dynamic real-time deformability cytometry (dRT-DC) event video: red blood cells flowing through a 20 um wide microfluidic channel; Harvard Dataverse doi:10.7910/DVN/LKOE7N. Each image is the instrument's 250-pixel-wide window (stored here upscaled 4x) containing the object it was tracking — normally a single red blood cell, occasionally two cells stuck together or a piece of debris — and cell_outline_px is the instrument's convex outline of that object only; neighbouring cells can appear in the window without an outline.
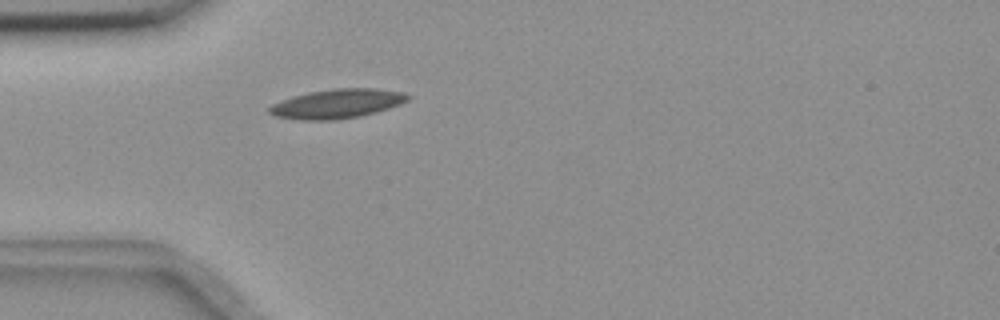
{"species": "common noctule bat (a hibernating species)", "species_latin": "Nyctalus noctula", "temperature_condition": "room temperature", "stored_images_in_passage": 1, "camera_frame_rate_fps": 3000, "um_per_image_px": 0.085, "animal": {"sex": "female", "body_mass_g": 18.4}, "frame": {"image": 1, "passage_image": 1, "time_ms": 0.0, "image_size_px": [1000, 320], "cell_outline_px": [[412, 96], [408, 100], [400, 104], [376, 112], [360, 116], [332, 120], [300, 120], [276, 116], [268, 112], [268, 108], [272, 104], [292, 96], [308, 92], [332, 88], [372, 88], [404, 92]], "centroid_in_image_um": [28.66, 8.81], "position_along_channel_um": 56.3, "area_um2": 23.64}}